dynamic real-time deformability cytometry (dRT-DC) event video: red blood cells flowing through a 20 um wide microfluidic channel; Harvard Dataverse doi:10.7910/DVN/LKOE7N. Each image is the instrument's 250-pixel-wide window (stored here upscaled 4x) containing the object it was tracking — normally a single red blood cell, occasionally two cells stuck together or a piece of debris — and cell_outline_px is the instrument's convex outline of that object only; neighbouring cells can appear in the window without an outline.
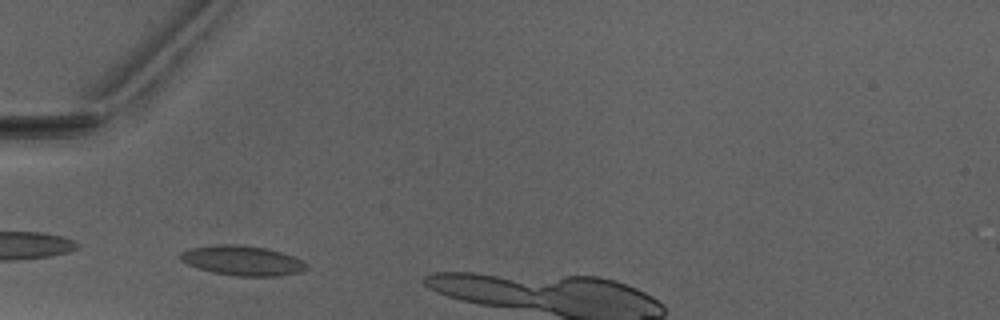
{"species": "Egyptian fruit bat (a non-hibernating species)", "species_latin": "Rousettus aegyptiacus", "temperature_condition": "warm", "stored_images_in_passage": 7, "camera_frame_rate_fps": 3000, "um_per_image_px": 0.085, "animal": {"sex": "male"}, "frame": {"image": 1, "passage_image": 4, "time_ms": 1.0, "image_size_px": [1000, 320], "cell_outline_px": [[308, 268], [300, 272], [280, 276], [236, 276], [212, 272], [188, 264], [180, 260], [176, 256], [180, 252], [192, 248], [216, 244], [236, 244], [268, 248], [304, 260], [308, 264]], "centroid_in_image_um": [20.61, 22.14], "position_along_channel_um": 64.4, "area_um2": 22.08}}